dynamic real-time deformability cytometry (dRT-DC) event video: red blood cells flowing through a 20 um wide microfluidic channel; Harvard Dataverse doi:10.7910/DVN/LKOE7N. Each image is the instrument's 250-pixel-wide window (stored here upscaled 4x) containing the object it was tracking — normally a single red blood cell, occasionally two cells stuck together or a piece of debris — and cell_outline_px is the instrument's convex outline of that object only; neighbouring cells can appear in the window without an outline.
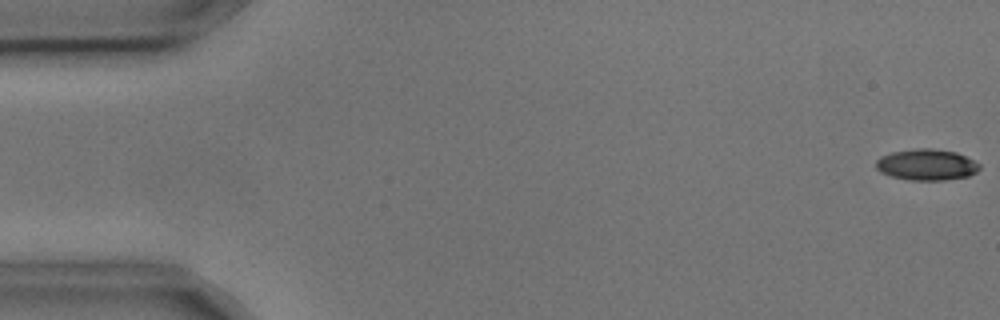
{"species": "common noctule bat (a hibernating species)", "species_latin": "Nyctalus noctula", "temperature_condition": "cold", "stored_images_in_passage": 3, "camera_frame_rate_fps": 3000, "um_per_image_px": 0.085, "animal": {"sex": "male", "body_mass_g": 17.9, "forearm_length_mm": 54.2}, "frame": {"image": 1, "passage_image": 1, "time_ms": 0.0, "image_size_px": [1000, 320], "cell_outline_px": [[980, 168], [976, 172], [968, 176], [944, 180], [912, 180], [892, 176], [880, 172], [876, 168], [876, 160], [880, 156], [892, 152], [916, 148], [932, 148], [956, 152], [980, 164]], "centroid_in_image_um": [78.74, 13.99], "position_along_channel_um": 6.3, "area_um2": 18.73}}